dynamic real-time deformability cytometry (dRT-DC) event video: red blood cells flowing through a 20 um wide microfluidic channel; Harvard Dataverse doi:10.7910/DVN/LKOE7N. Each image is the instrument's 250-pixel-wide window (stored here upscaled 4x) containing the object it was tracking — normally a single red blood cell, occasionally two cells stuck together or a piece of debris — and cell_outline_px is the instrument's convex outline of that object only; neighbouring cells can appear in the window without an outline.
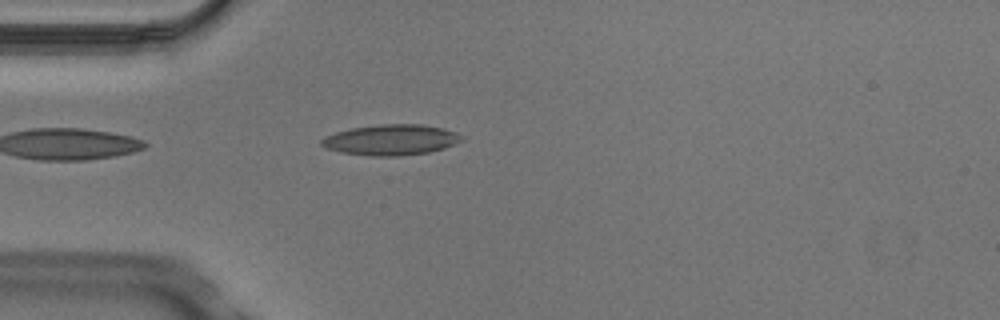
{"species": "Egyptian fruit bat (a non-hibernating species)", "species_latin": "Rousettus aegyptiacus", "temperature_condition": "cold", "stored_images_in_passage": 1, "camera_frame_rate_fps": 3000, "um_per_image_px": 0.085, "animal": {"sex": "male"}, "frame": {"image": 1, "passage_image": 1, "time_ms": 0.0, "image_size_px": [1000, 320], "cell_outline_px": [[464, 140], [456, 144], [444, 148], [428, 152], [396, 156], [372, 156], [340, 152], [328, 148], [320, 144], [320, 140], [324, 136], [336, 132], [352, 128], [380, 124], [420, 124], [444, 128], [456, 132], [464, 136]], "centroid_in_image_um": [33.27, 11.88], "position_along_channel_um": 51.7, "area_um2": 25.09}}